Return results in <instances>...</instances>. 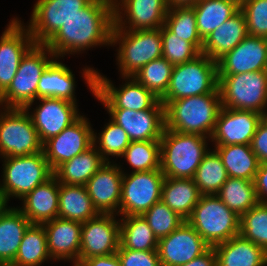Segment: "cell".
Segmentation results:
<instances>
[{
	"label": "cell",
	"mask_w": 267,
	"mask_h": 266,
	"mask_svg": "<svg viewBox=\"0 0 267 266\" xmlns=\"http://www.w3.org/2000/svg\"><path fill=\"white\" fill-rule=\"evenodd\" d=\"M142 216L157 239L168 236L185 221L162 201L155 203Z\"/></svg>",
	"instance_id": "45"
},
{
	"label": "cell",
	"mask_w": 267,
	"mask_h": 266,
	"mask_svg": "<svg viewBox=\"0 0 267 266\" xmlns=\"http://www.w3.org/2000/svg\"><path fill=\"white\" fill-rule=\"evenodd\" d=\"M239 234L267 252V204L258 203L240 217Z\"/></svg>",
	"instance_id": "43"
},
{
	"label": "cell",
	"mask_w": 267,
	"mask_h": 266,
	"mask_svg": "<svg viewBox=\"0 0 267 266\" xmlns=\"http://www.w3.org/2000/svg\"><path fill=\"white\" fill-rule=\"evenodd\" d=\"M92 0H37L28 26L35 44H45L65 23Z\"/></svg>",
	"instance_id": "13"
},
{
	"label": "cell",
	"mask_w": 267,
	"mask_h": 266,
	"mask_svg": "<svg viewBox=\"0 0 267 266\" xmlns=\"http://www.w3.org/2000/svg\"><path fill=\"white\" fill-rule=\"evenodd\" d=\"M83 78L93 96L99 100L106 109H130L142 111L152 109L160 99L151 91L138 83L133 77H124L126 83L121 87H114L111 80L102 76L91 67H85ZM129 79V80H128Z\"/></svg>",
	"instance_id": "6"
},
{
	"label": "cell",
	"mask_w": 267,
	"mask_h": 266,
	"mask_svg": "<svg viewBox=\"0 0 267 266\" xmlns=\"http://www.w3.org/2000/svg\"><path fill=\"white\" fill-rule=\"evenodd\" d=\"M250 36L267 38V0H245L240 4Z\"/></svg>",
	"instance_id": "46"
},
{
	"label": "cell",
	"mask_w": 267,
	"mask_h": 266,
	"mask_svg": "<svg viewBox=\"0 0 267 266\" xmlns=\"http://www.w3.org/2000/svg\"><path fill=\"white\" fill-rule=\"evenodd\" d=\"M217 266H266L267 252L240 234L213 247Z\"/></svg>",
	"instance_id": "27"
},
{
	"label": "cell",
	"mask_w": 267,
	"mask_h": 266,
	"mask_svg": "<svg viewBox=\"0 0 267 266\" xmlns=\"http://www.w3.org/2000/svg\"><path fill=\"white\" fill-rule=\"evenodd\" d=\"M3 160L0 196L6 205L11 197L21 200L54 175L43 151L27 156L4 157Z\"/></svg>",
	"instance_id": "8"
},
{
	"label": "cell",
	"mask_w": 267,
	"mask_h": 266,
	"mask_svg": "<svg viewBox=\"0 0 267 266\" xmlns=\"http://www.w3.org/2000/svg\"><path fill=\"white\" fill-rule=\"evenodd\" d=\"M210 246L185 220L168 236L158 239L161 266H180L205 253Z\"/></svg>",
	"instance_id": "18"
},
{
	"label": "cell",
	"mask_w": 267,
	"mask_h": 266,
	"mask_svg": "<svg viewBox=\"0 0 267 266\" xmlns=\"http://www.w3.org/2000/svg\"><path fill=\"white\" fill-rule=\"evenodd\" d=\"M264 115L253 110L221 107L210 137L215 146L250 145Z\"/></svg>",
	"instance_id": "19"
},
{
	"label": "cell",
	"mask_w": 267,
	"mask_h": 266,
	"mask_svg": "<svg viewBox=\"0 0 267 266\" xmlns=\"http://www.w3.org/2000/svg\"><path fill=\"white\" fill-rule=\"evenodd\" d=\"M220 155L228 177L253 181L260 165L250 145L213 146Z\"/></svg>",
	"instance_id": "34"
},
{
	"label": "cell",
	"mask_w": 267,
	"mask_h": 266,
	"mask_svg": "<svg viewBox=\"0 0 267 266\" xmlns=\"http://www.w3.org/2000/svg\"><path fill=\"white\" fill-rule=\"evenodd\" d=\"M186 221L210 247L228 241L240 233V217L216 195H201Z\"/></svg>",
	"instance_id": "7"
},
{
	"label": "cell",
	"mask_w": 267,
	"mask_h": 266,
	"mask_svg": "<svg viewBox=\"0 0 267 266\" xmlns=\"http://www.w3.org/2000/svg\"><path fill=\"white\" fill-rule=\"evenodd\" d=\"M59 186V181L53 175L21 199L23 208L18 209L31 224L43 225L58 218Z\"/></svg>",
	"instance_id": "25"
},
{
	"label": "cell",
	"mask_w": 267,
	"mask_h": 266,
	"mask_svg": "<svg viewBox=\"0 0 267 266\" xmlns=\"http://www.w3.org/2000/svg\"><path fill=\"white\" fill-rule=\"evenodd\" d=\"M104 163L105 161L98 152L97 147L93 144L85 152L61 164L54 171V176L59 183L85 186Z\"/></svg>",
	"instance_id": "32"
},
{
	"label": "cell",
	"mask_w": 267,
	"mask_h": 266,
	"mask_svg": "<svg viewBox=\"0 0 267 266\" xmlns=\"http://www.w3.org/2000/svg\"><path fill=\"white\" fill-rule=\"evenodd\" d=\"M51 260L43 225L31 224L25 231L13 266H40Z\"/></svg>",
	"instance_id": "37"
},
{
	"label": "cell",
	"mask_w": 267,
	"mask_h": 266,
	"mask_svg": "<svg viewBox=\"0 0 267 266\" xmlns=\"http://www.w3.org/2000/svg\"><path fill=\"white\" fill-rule=\"evenodd\" d=\"M239 4H241L242 2H244L245 0H236Z\"/></svg>",
	"instance_id": "56"
},
{
	"label": "cell",
	"mask_w": 267,
	"mask_h": 266,
	"mask_svg": "<svg viewBox=\"0 0 267 266\" xmlns=\"http://www.w3.org/2000/svg\"><path fill=\"white\" fill-rule=\"evenodd\" d=\"M34 44L28 28L14 17L0 37V95L8 88L23 56Z\"/></svg>",
	"instance_id": "20"
},
{
	"label": "cell",
	"mask_w": 267,
	"mask_h": 266,
	"mask_svg": "<svg viewBox=\"0 0 267 266\" xmlns=\"http://www.w3.org/2000/svg\"><path fill=\"white\" fill-rule=\"evenodd\" d=\"M260 164H267V116L260 121L250 143Z\"/></svg>",
	"instance_id": "48"
},
{
	"label": "cell",
	"mask_w": 267,
	"mask_h": 266,
	"mask_svg": "<svg viewBox=\"0 0 267 266\" xmlns=\"http://www.w3.org/2000/svg\"><path fill=\"white\" fill-rule=\"evenodd\" d=\"M111 119L127 133L131 142L160 141L165 129V107L159 101L152 109H107Z\"/></svg>",
	"instance_id": "17"
},
{
	"label": "cell",
	"mask_w": 267,
	"mask_h": 266,
	"mask_svg": "<svg viewBox=\"0 0 267 266\" xmlns=\"http://www.w3.org/2000/svg\"><path fill=\"white\" fill-rule=\"evenodd\" d=\"M119 44L117 64L124 77H132L152 60L162 57L161 27L153 30H124L113 25L111 46Z\"/></svg>",
	"instance_id": "5"
},
{
	"label": "cell",
	"mask_w": 267,
	"mask_h": 266,
	"mask_svg": "<svg viewBox=\"0 0 267 266\" xmlns=\"http://www.w3.org/2000/svg\"><path fill=\"white\" fill-rule=\"evenodd\" d=\"M164 25L179 39L192 43L200 52L202 51L203 40L198 33L196 15L192 6L169 8Z\"/></svg>",
	"instance_id": "39"
},
{
	"label": "cell",
	"mask_w": 267,
	"mask_h": 266,
	"mask_svg": "<svg viewBox=\"0 0 267 266\" xmlns=\"http://www.w3.org/2000/svg\"><path fill=\"white\" fill-rule=\"evenodd\" d=\"M158 239L141 215L120 219V247L138 251H157Z\"/></svg>",
	"instance_id": "35"
},
{
	"label": "cell",
	"mask_w": 267,
	"mask_h": 266,
	"mask_svg": "<svg viewBox=\"0 0 267 266\" xmlns=\"http://www.w3.org/2000/svg\"><path fill=\"white\" fill-rule=\"evenodd\" d=\"M221 105L267 116V70L218 75Z\"/></svg>",
	"instance_id": "9"
},
{
	"label": "cell",
	"mask_w": 267,
	"mask_h": 266,
	"mask_svg": "<svg viewBox=\"0 0 267 266\" xmlns=\"http://www.w3.org/2000/svg\"><path fill=\"white\" fill-rule=\"evenodd\" d=\"M122 266H161L157 251H138L118 248Z\"/></svg>",
	"instance_id": "47"
},
{
	"label": "cell",
	"mask_w": 267,
	"mask_h": 266,
	"mask_svg": "<svg viewBox=\"0 0 267 266\" xmlns=\"http://www.w3.org/2000/svg\"><path fill=\"white\" fill-rule=\"evenodd\" d=\"M200 197L201 194L193 179L164 178L161 201L182 219L187 220L191 216Z\"/></svg>",
	"instance_id": "30"
},
{
	"label": "cell",
	"mask_w": 267,
	"mask_h": 266,
	"mask_svg": "<svg viewBox=\"0 0 267 266\" xmlns=\"http://www.w3.org/2000/svg\"><path fill=\"white\" fill-rule=\"evenodd\" d=\"M114 4L92 0L45 43L56 58L77 54L91 47L111 45Z\"/></svg>",
	"instance_id": "1"
},
{
	"label": "cell",
	"mask_w": 267,
	"mask_h": 266,
	"mask_svg": "<svg viewBox=\"0 0 267 266\" xmlns=\"http://www.w3.org/2000/svg\"><path fill=\"white\" fill-rule=\"evenodd\" d=\"M160 157V141L131 142L122 155L132 172L160 169Z\"/></svg>",
	"instance_id": "42"
},
{
	"label": "cell",
	"mask_w": 267,
	"mask_h": 266,
	"mask_svg": "<svg viewBox=\"0 0 267 266\" xmlns=\"http://www.w3.org/2000/svg\"><path fill=\"white\" fill-rule=\"evenodd\" d=\"M180 266H217L216 265V254L213 247H210L201 256L194 258L190 262Z\"/></svg>",
	"instance_id": "51"
},
{
	"label": "cell",
	"mask_w": 267,
	"mask_h": 266,
	"mask_svg": "<svg viewBox=\"0 0 267 266\" xmlns=\"http://www.w3.org/2000/svg\"><path fill=\"white\" fill-rule=\"evenodd\" d=\"M228 179L222 159L215 149L209 150L198 166L193 180L201 195H216Z\"/></svg>",
	"instance_id": "38"
},
{
	"label": "cell",
	"mask_w": 267,
	"mask_h": 266,
	"mask_svg": "<svg viewBox=\"0 0 267 266\" xmlns=\"http://www.w3.org/2000/svg\"><path fill=\"white\" fill-rule=\"evenodd\" d=\"M98 215L86 186L60 183L58 218L84 223Z\"/></svg>",
	"instance_id": "31"
},
{
	"label": "cell",
	"mask_w": 267,
	"mask_h": 266,
	"mask_svg": "<svg viewBox=\"0 0 267 266\" xmlns=\"http://www.w3.org/2000/svg\"><path fill=\"white\" fill-rule=\"evenodd\" d=\"M123 172L121 200L118 216L143 215L155 203L161 201L164 174L160 169Z\"/></svg>",
	"instance_id": "12"
},
{
	"label": "cell",
	"mask_w": 267,
	"mask_h": 266,
	"mask_svg": "<svg viewBox=\"0 0 267 266\" xmlns=\"http://www.w3.org/2000/svg\"><path fill=\"white\" fill-rule=\"evenodd\" d=\"M253 182L259 203L267 204V164L259 165Z\"/></svg>",
	"instance_id": "49"
},
{
	"label": "cell",
	"mask_w": 267,
	"mask_h": 266,
	"mask_svg": "<svg viewBox=\"0 0 267 266\" xmlns=\"http://www.w3.org/2000/svg\"><path fill=\"white\" fill-rule=\"evenodd\" d=\"M0 266H13L12 264H3V263H0Z\"/></svg>",
	"instance_id": "54"
},
{
	"label": "cell",
	"mask_w": 267,
	"mask_h": 266,
	"mask_svg": "<svg viewBox=\"0 0 267 266\" xmlns=\"http://www.w3.org/2000/svg\"><path fill=\"white\" fill-rule=\"evenodd\" d=\"M218 75L267 70V38L247 35L217 61Z\"/></svg>",
	"instance_id": "23"
},
{
	"label": "cell",
	"mask_w": 267,
	"mask_h": 266,
	"mask_svg": "<svg viewBox=\"0 0 267 266\" xmlns=\"http://www.w3.org/2000/svg\"><path fill=\"white\" fill-rule=\"evenodd\" d=\"M217 87V62L201 53L195 59L173 67L169 87L160 101L165 105L172 100L212 93Z\"/></svg>",
	"instance_id": "10"
},
{
	"label": "cell",
	"mask_w": 267,
	"mask_h": 266,
	"mask_svg": "<svg viewBox=\"0 0 267 266\" xmlns=\"http://www.w3.org/2000/svg\"><path fill=\"white\" fill-rule=\"evenodd\" d=\"M103 1H108V2H110V3H115V0H103Z\"/></svg>",
	"instance_id": "55"
},
{
	"label": "cell",
	"mask_w": 267,
	"mask_h": 266,
	"mask_svg": "<svg viewBox=\"0 0 267 266\" xmlns=\"http://www.w3.org/2000/svg\"><path fill=\"white\" fill-rule=\"evenodd\" d=\"M55 58L43 71L37 87L38 98H60L77 103L75 76L62 62Z\"/></svg>",
	"instance_id": "29"
},
{
	"label": "cell",
	"mask_w": 267,
	"mask_h": 266,
	"mask_svg": "<svg viewBox=\"0 0 267 266\" xmlns=\"http://www.w3.org/2000/svg\"><path fill=\"white\" fill-rule=\"evenodd\" d=\"M173 67V64L161 57L143 66L132 77L161 99L169 87Z\"/></svg>",
	"instance_id": "40"
},
{
	"label": "cell",
	"mask_w": 267,
	"mask_h": 266,
	"mask_svg": "<svg viewBox=\"0 0 267 266\" xmlns=\"http://www.w3.org/2000/svg\"><path fill=\"white\" fill-rule=\"evenodd\" d=\"M0 109V155L18 157L43 151V143L26 109Z\"/></svg>",
	"instance_id": "11"
},
{
	"label": "cell",
	"mask_w": 267,
	"mask_h": 266,
	"mask_svg": "<svg viewBox=\"0 0 267 266\" xmlns=\"http://www.w3.org/2000/svg\"><path fill=\"white\" fill-rule=\"evenodd\" d=\"M93 129L88 118L80 116L60 134L43 143V152L52 171L93 145Z\"/></svg>",
	"instance_id": "14"
},
{
	"label": "cell",
	"mask_w": 267,
	"mask_h": 266,
	"mask_svg": "<svg viewBox=\"0 0 267 266\" xmlns=\"http://www.w3.org/2000/svg\"><path fill=\"white\" fill-rule=\"evenodd\" d=\"M162 57L175 65L195 59L201 52L190 42L179 39L165 25L161 26Z\"/></svg>",
	"instance_id": "44"
},
{
	"label": "cell",
	"mask_w": 267,
	"mask_h": 266,
	"mask_svg": "<svg viewBox=\"0 0 267 266\" xmlns=\"http://www.w3.org/2000/svg\"><path fill=\"white\" fill-rule=\"evenodd\" d=\"M247 35L245 15L239 10L203 40L201 53L217 62Z\"/></svg>",
	"instance_id": "26"
},
{
	"label": "cell",
	"mask_w": 267,
	"mask_h": 266,
	"mask_svg": "<svg viewBox=\"0 0 267 266\" xmlns=\"http://www.w3.org/2000/svg\"><path fill=\"white\" fill-rule=\"evenodd\" d=\"M96 134L93 132V144L98 147L97 150L105 162H111L108 159L109 156L122 157L125 149L131 143L127 133L112 119L106 123L99 136ZM97 144L99 145L97 146Z\"/></svg>",
	"instance_id": "41"
},
{
	"label": "cell",
	"mask_w": 267,
	"mask_h": 266,
	"mask_svg": "<svg viewBox=\"0 0 267 266\" xmlns=\"http://www.w3.org/2000/svg\"><path fill=\"white\" fill-rule=\"evenodd\" d=\"M30 225L31 222L18 207H3L0 211V263H13L24 233Z\"/></svg>",
	"instance_id": "28"
},
{
	"label": "cell",
	"mask_w": 267,
	"mask_h": 266,
	"mask_svg": "<svg viewBox=\"0 0 267 266\" xmlns=\"http://www.w3.org/2000/svg\"><path fill=\"white\" fill-rule=\"evenodd\" d=\"M216 196L239 217L259 203L254 182L228 177Z\"/></svg>",
	"instance_id": "36"
},
{
	"label": "cell",
	"mask_w": 267,
	"mask_h": 266,
	"mask_svg": "<svg viewBox=\"0 0 267 266\" xmlns=\"http://www.w3.org/2000/svg\"><path fill=\"white\" fill-rule=\"evenodd\" d=\"M207 139L197 134L164 129L160 139V170L164 176L193 179L203 157L210 150Z\"/></svg>",
	"instance_id": "3"
},
{
	"label": "cell",
	"mask_w": 267,
	"mask_h": 266,
	"mask_svg": "<svg viewBox=\"0 0 267 266\" xmlns=\"http://www.w3.org/2000/svg\"><path fill=\"white\" fill-rule=\"evenodd\" d=\"M123 172L114 162H105L88 180L86 186L93 206L99 214L118 216L121 200Z\"/></svg>",
	"instance_id": "22"
},
{
	"label": "cell",
	"mask_w": 267,
	"mask_h": 266,
	"mask_svg": "<svg viewBox=\"0 0 267 266\" xmlns=\"http://www.w3.org/2000/svg\"><path fill=\"white\" fill-rule=\"evenodd\" d=\"M168 10L167 0H115L114 25L130 31L158 29L164 25Z\"/></svg>",
	"instance_id": "16"
},
{
	"label": "cell",
	"mask_w": 267,
	"mask_h": 266,
	"mask_svg": "<svg viewBox=\"0 0 267 266\" xmlns=\"http://www.w3.org/2000/svg\"><path fill=\"white\" fill-rule=\"evenodd\" d=\"M43 226L52 260H71L73 264L79 265L82 223L55 218Z\"/></svg>",
	"instance_id": "24"
},
{
	"label": "cell",
	"mask_w": 267,
	"mask_h": 266,
	"mask_svg": "<svg viewBox=\"0 0 267 266\" xmlns=\"http://www.w3.org/2000/svg\"><path fill=\"white\" fill-rule=\"evenodd\" d=\"M114 214H99L82 223L80 263L92 257L117 253L120 247V220Z\"/></svg>",
	"instance_id": "15"
},
{
	"label": "cell",
	"mask_w": 267,
	"mask_h": 266,
	"mask_svg": "<svg viewBox=\"0 0 267 266\" xmlns=\"http://www.w3.org/2000/svg\"><path fill=\"white\" fill-rule=\"evenodd\" d=\"M55 58L45 44H34L23 56L10 85L0 95V106L29 111L37 99L40 76Z\"/></svg>",
	"instance_id": "4"
},
{
	"label": "cell",
	"mask_w": 267,
	"mask_h": 266,
	"mask_svg": "<svg viewBox=\"0 0 267 266\" xmlns=\"http://www.w3.org/2000/svg\"><path fill=\"white\" fill-rule=\"evenodd\" d=\"M79 266H122L117 253L83 260Z\"/></svg>",
	"instance_id": "50"
},
{
	"label": "cell",
	"mask_w": 267,
	"mask_h": 266,
	"mask_svg": "<svg viewBox=\"0 0 267 266\" xmlns=\"http://www.w3.org/2000/svg\"><path fill=\"white\" fill-rule=\"evenodd\" d=\"M165 129L209 138L222 107L219 88L212 93L180 98L165 105Z\"/></svg>",
	"instance_id": "2"
},
{
	"label": "cell",
	"mask_w": 267,
	"mask_h": 266,
	"mask_svg": "<svg viewBox=\"0 0 267 266\" xmlns=\"http://www.w3.org/2000/svg\"><path fill=\"white\" fill-rule=\"evenodd\" d=\"M37 100L41 104L28 113H31L29 115L42 143L60 134L81 116L77 103L53 97Z\"/></svg>",
	"instance_id": "21"
},
{
	"label": "cell",
	"mask_w": 267,
	"mask_h": 266,
	"mask_svg": "<svg viewBox=\"0 0 267 266\" xmlns=\"http://www.w3.org/2000/svg\"><path fill=\"white\" fill-rule=\"evenodd\" d=\"M169 8L176 6H193L200 0H167Z\"/></svg>",
	"instance_id": "52"
},
{
	"label": "cell",
	"mask_w": 267,
	"mask_h": 266,
	"mask_svg": "<svg viewBox=\"0 0 267 266\" xmlns=\"http://www.w3.org/2000/svg\"><path fill=\"white\" fill-rule=\"evenodd\" d=\"M6 204L4 203L2 197L0 196V211L3 209V207L5 206Z\"/></svg>",
	"instance_id": "53"
},
{
	"label": "cell",
	"mask_w": 267,
	"mask_h": 266,
	"mask_svg": "<svg viewBox=\"0 0 267 266\" xmlns=\"http://www.w3.org/2000/svg\"><path fill=\"white\" fill-rule=\"evenodd\" d=\"M192 7L202 40L240 10L236 0H200Z\"/></svg>",
	"instance_id": "33"
}]
</instances>
